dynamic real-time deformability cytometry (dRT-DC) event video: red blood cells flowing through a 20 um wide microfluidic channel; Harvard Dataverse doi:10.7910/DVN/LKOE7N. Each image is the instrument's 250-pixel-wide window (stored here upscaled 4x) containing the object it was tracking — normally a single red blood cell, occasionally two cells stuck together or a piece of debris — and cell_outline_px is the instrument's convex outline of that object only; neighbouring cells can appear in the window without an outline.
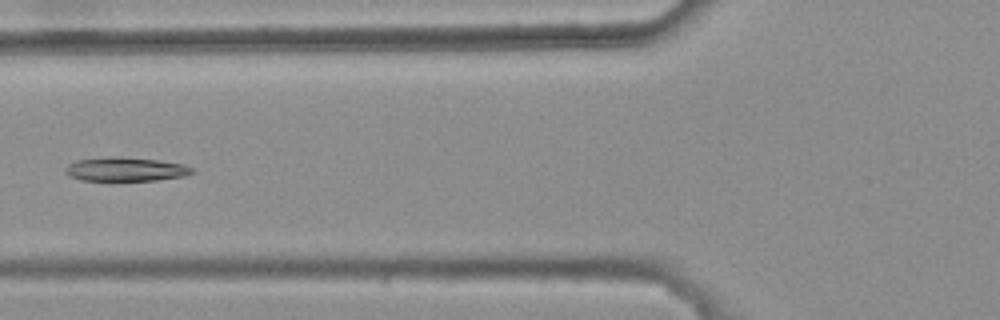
{"species": "common noctule bat (a hibernating species)", "species_latin": "Nyctalus noctula", "temperature_condition": "warm", "stored_images_in_passage": 6, "camera_frame_rate_fps": 3000, "um_per_image_px": 0.085, "animal": {"sex": "female", "body_mass_g": 25.1}, "frame": {"image": 1, "passage_image": 6, "time_ms": 1.667, "image_size_px": [1000, 320], "cell_outline_px": [[196, 172], [184, 176], [156, 180], [80, 180], [68, 176], [64, 172], [64, 168], [68, 164], [76, 160], [160, 160], [184, 164], [192, 168]], "centroid_in_image_um": [10.71, 14.45], "position_along_channel_um": 115.1, "area_um2": 16.53}}